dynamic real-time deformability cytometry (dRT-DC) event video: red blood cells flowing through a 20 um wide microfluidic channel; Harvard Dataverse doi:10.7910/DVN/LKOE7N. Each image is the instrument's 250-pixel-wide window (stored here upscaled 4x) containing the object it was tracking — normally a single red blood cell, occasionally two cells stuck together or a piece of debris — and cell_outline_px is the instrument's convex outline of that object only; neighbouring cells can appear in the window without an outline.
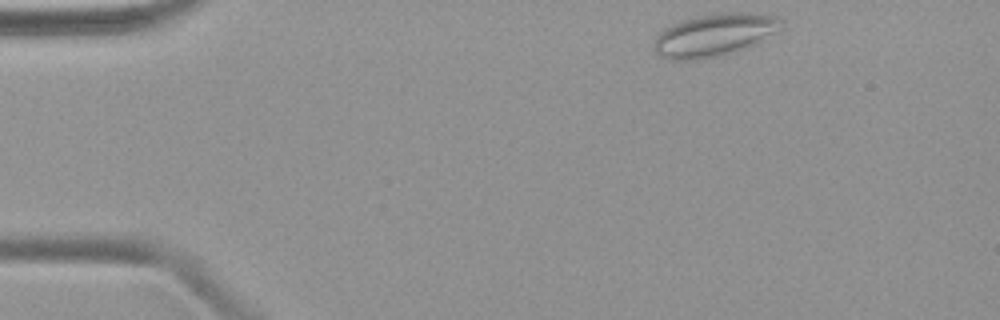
{"species": "common noctule bat (a hibernating species)", "species_latin": "Nyctalus noctula", "temperature_condition": "warm", "stored_images_in_passage": 43, "camera_frame_rate_fps": 3000, "um_per_image_px": 0.085, "animal": {"sex": "female", "body_mass_g": 19.9}, "frame": {"image": 1, "passage_image": 1, "time_ms": 0.0, "image_size_px": [1000, 320], "cell_outline_px": [[784, 28], [756, 44], [736, 52], [696, 60], [668, 60], [660, 56], [656, 52], [652, 44], [656, 36], [664, 28], [680, 20], [696, 16], [720, 12], [756, 12], [772, 16], [784, 20]], "centroid_in_image_um": [60.74, 2.96], "position_along_channel_um": 24.3, "area_um2": 32.25}}
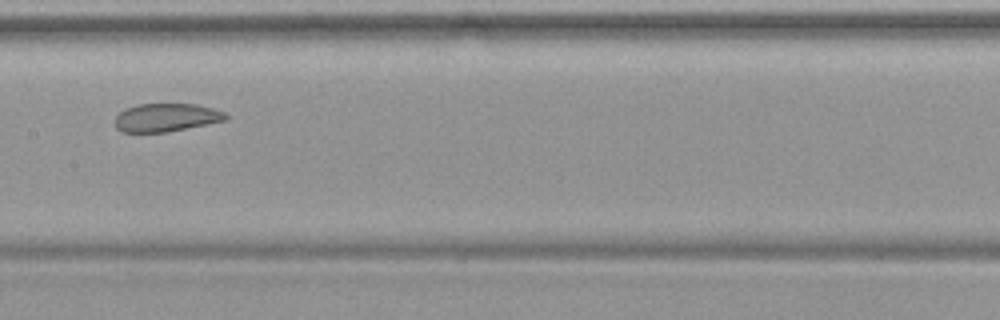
{"frame": {"image": 2, "passage_image": 19, "time_ms": 6.0, "image_size_px": [1000, 320], "cell_outline_px": [[228, 120], [168, 132], [120, 132], [116, 128], [116, 116], [124, 108], [136, 104], [196, 104], [212, 108], [224, 112], [228, 116]], "centroid_in_image_um": [14.13, 9.99], "position_along_channel_um": 193.3, "area_um2": 18.32}}
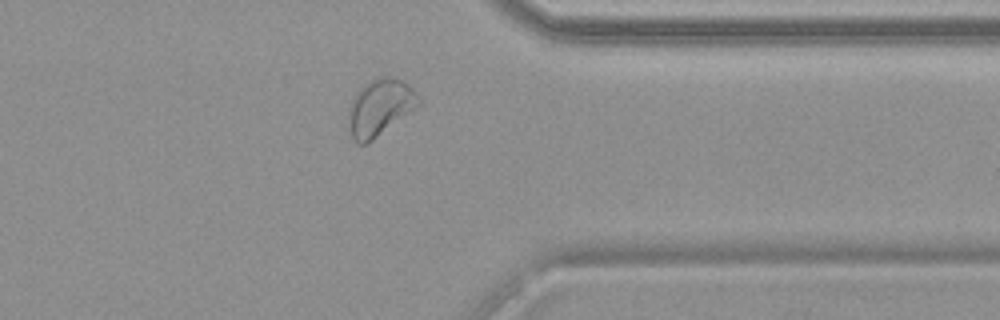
{"frame": {"image": 3, "passage_image": 33, "time_ms": 10.667, "image_size_px": [1000, 320], "cell_outline_px": [[420, 104], [416, 108], [368, 144], [356, 144], [348, 128], [348, 104], [356, 92], [364, 84], [372, 80], [384, 76], [392, 76], [404, 80], [420, 96]], "centroid_in_image_um": [32.28, 9.14], "position_along_channel_um": 379.1, "area_um2": 23.52}}